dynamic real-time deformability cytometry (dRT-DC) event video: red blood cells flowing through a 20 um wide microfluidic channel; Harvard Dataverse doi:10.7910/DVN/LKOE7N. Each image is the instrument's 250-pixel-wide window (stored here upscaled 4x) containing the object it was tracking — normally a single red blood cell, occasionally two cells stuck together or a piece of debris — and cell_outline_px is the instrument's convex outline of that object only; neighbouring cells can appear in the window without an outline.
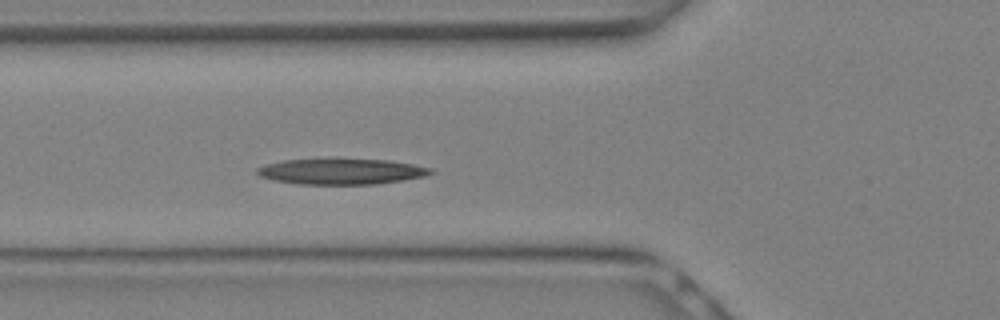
{"species": "Egyptian fruit bat (a non-hibernating species)", "species_latin": "Rousettus aegyptiacus", "temperature_condition": "warm", "stored_images_in_passage": 8, "camera_frame_rate_fps": 3000, "um_per_image_px": 0.085, "animal": {"sex": "female"}, "frame": {"image": 1, "passage_image": 8, "time_ms": 2.333, "image_size_px": [1000, 320], "cell_outline_px": [[436, 172], [424, 176], [376, 184], [300, 184], [272, 180], [260, 176], [256, 172], [256, 168], [268, 164], [284, 160], [388, 160], [412, 164], [432, 168]], "centroid_in_image_um": [29.02, 14.59], "position_along_channel_um": 96.8, "area_um2": 25.49}}